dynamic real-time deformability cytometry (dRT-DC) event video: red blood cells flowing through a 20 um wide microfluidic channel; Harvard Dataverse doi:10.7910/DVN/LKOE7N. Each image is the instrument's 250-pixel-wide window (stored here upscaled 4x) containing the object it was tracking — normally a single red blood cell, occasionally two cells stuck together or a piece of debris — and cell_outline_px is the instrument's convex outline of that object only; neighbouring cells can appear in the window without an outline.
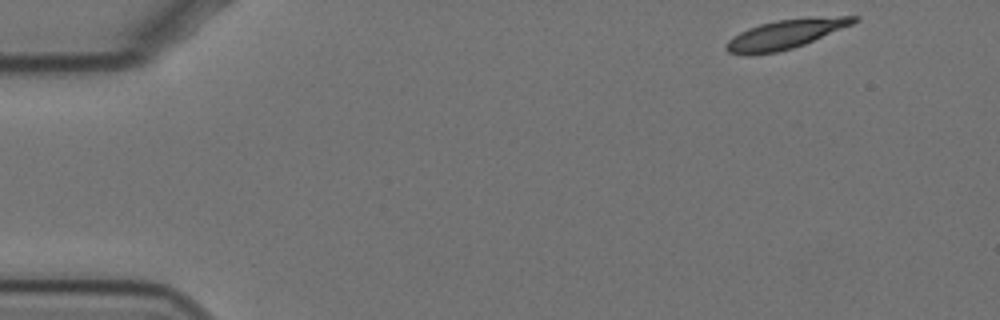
{"species": "Egyptian fruit bat (a non-hibernating species)", "species_latin": "Rousettus aegyptiacus", "temperature_condition": "cold", "stored_images_in_passage": 54, "camera_frame_rate_fps": 3000, "um_per_image_px": 0.085, "animal": {"sex": "female"}, "frame": {"image": 1, "passage_image": 1, "time_ms": 0.0, "image_size_px": [1000, 320], "cell_outline_px": [[860, 20], [852, 24], [804, 44], [792, 48], [776, 52], [728, 52], [724, 48], [724, 44], [732, 36], [748, 28], [760, 24], [776, 20], [840, 16], [860, 16]], "centroid_in_image_um": [66.79, 2.87], "position_along_channel_um": 18.2, "area_um2": 20.87}}
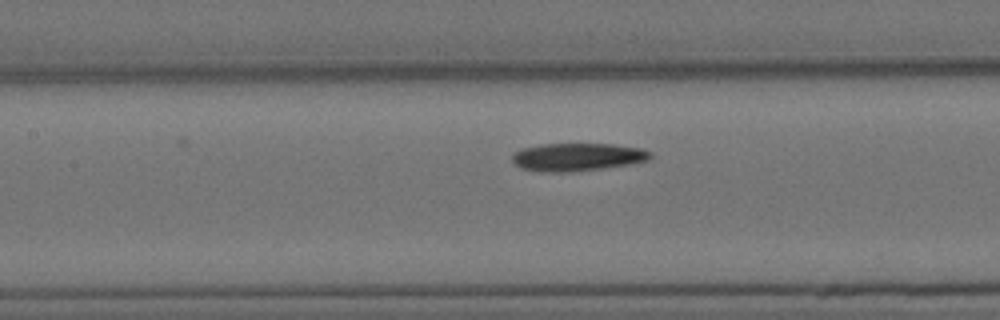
{"frame": {"image": 2, "passage_image": 22, "time_ms": 7.0, "image_size_px": [1000, 320], "cell_outline_px": [[652, 156], [648, 160], [628, 164], [604, 168], [572, 172], [540, 172], [520, 168], [512, 160], [512, 156], [520, 148], [540, 144], [612, 144], [640, 148], [652, 152]], "centroid_in_image_um": [49.05, 13.35], "position_along_channel_um": 158.3, "area_um2": 22.54}}
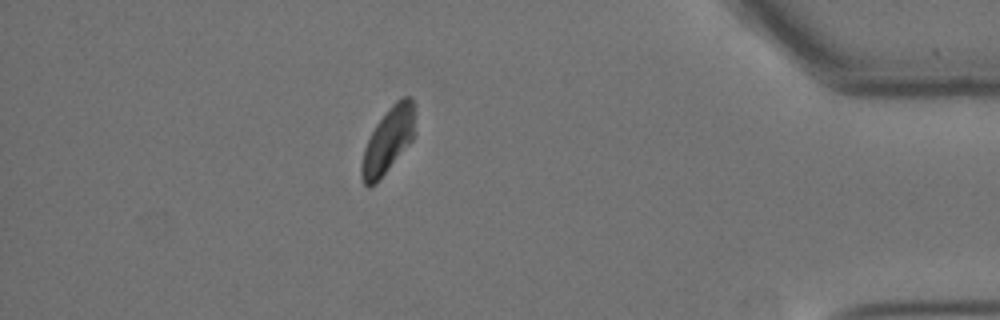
{"frame": {"image": 3, "passage_image": 47, "time_ms": 15.333, "image_size_px": [1000, 320], "cell_outline_px": [[416, 132], [412, 140], [376, 184], [368, 188], [364, 184], [360, 176], [360, 164], [364, 148], [376, 124], [388, 108], [400, 96], [412, 96]], "centroid_in_image_um": [32.98, 11.93], "position_along_channel_um": 402.2, "area_um2": 20.58}, "authors_computed_cell_mechanics": {"area_um2": 22.3108, "velocity_mm_per_s": 3.4312, "shape_relaxation_time_tau1_ms": 3.4496, "shape_relaxation_time_tau2_ms": 10.2176, "deformation_change_tau1": 0.1303, "deformation_change_tau2": 0.1477}}